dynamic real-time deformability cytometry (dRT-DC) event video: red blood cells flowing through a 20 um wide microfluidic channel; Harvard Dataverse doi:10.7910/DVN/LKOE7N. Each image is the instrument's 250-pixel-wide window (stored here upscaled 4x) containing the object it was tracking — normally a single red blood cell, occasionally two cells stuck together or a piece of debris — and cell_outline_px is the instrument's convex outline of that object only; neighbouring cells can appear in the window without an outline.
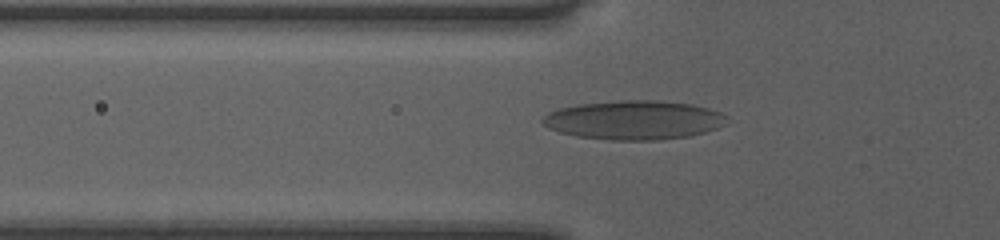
{"species": "human", "species_latin": "Homo sapiens", "temperature_condition": "room temperature", "stored_images_in_passage": 35, "camera_frame_rate_fps": 3000, "um_per_image_px": 0.085, "donor": {"sex": "female"}, "frame": {"image": 1, "passage_image": 2, "time_ms": 0.333, "image_size_px": [1000, 240], "cell_outline_px": [[728, 124], [692, 136], [656, 140], [612, 140], [576, 136], [560, 132], [548, 128], [540, 120], [548, 112], [560, 108], [580, 104], [620, 100], [656, 100], [692, 104], [708, 108], [720, 112], [724, 116]], "centroid_in_image_um": [53.88, 10.2], "position_along_channel_um": 71.9, "area_um2": 41.91}}
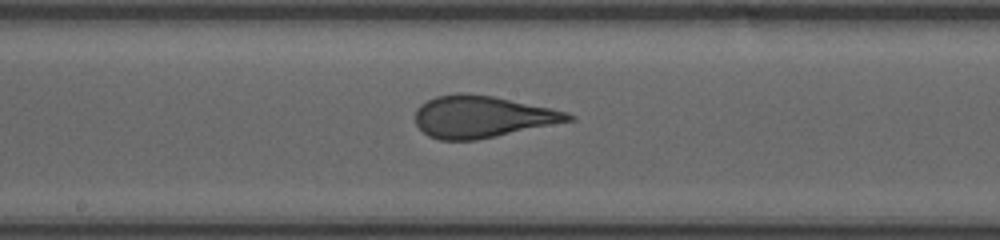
{"frame": {"image": 2, "passage_image": 12, "time_ms": 3.667, "image_size_px": [1000, 240], "cell_outline_px": [[576, 120], [476, 140], [440, 140], [428, 136], [416, 124], [416, 108], [420, 104], [436, 96], [492, 96], [552, 108], [568, 112], [576, 116]], "centroid_in_image_um": [41.04, 9.96], "position_along_channel_um": 207.2, "area_um2": 36.59}}
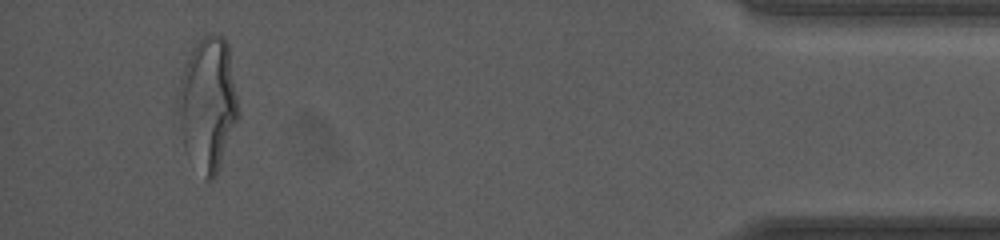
{"frame": {"image": 3, "passage_image": 32, "time_ms": 10.333, "image_size_px": [1000, 240], "cell_outline_px": [[240, 116], [216, 176], [212, 180], [204, 180], [184, 148], [180, 124], [180, 76], [184, 64], [192, 48], [204, 36], [212, 32], [224, 36], [228, 44], [240, 112]], "centroid_in_image_um": [17.7, 8.83], "position_along_channel_um": 417.5, "area_um2": 46.76}, "authors_computed_cell_mechanics": {"area_um2": 37.9168, "velocity_mm_per_s": 4.0561, "shape_relaxation_time_tau1_ms": 8.162, "shape_relaxation_time_tau2_ms": null, "deformation_change_tau1": 0.2456, "deformation_change_tau2": null}}